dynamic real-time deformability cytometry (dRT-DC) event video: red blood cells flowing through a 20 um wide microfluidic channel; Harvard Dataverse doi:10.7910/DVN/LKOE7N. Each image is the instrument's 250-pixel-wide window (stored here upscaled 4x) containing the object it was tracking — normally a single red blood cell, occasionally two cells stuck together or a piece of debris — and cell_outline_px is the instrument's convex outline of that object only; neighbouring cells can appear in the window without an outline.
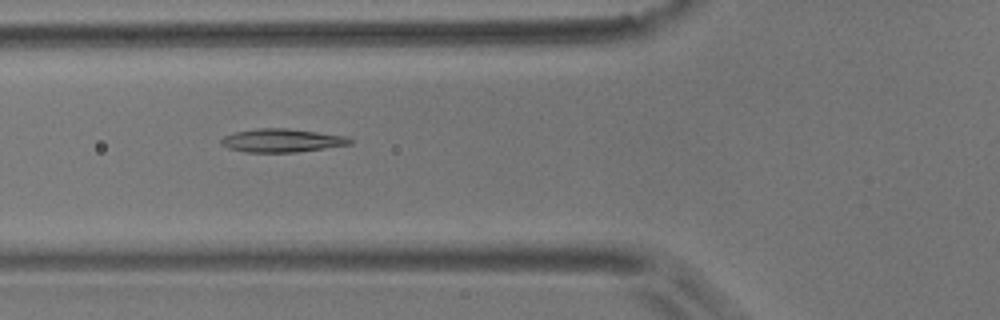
{"species": "common noctule bat (a hibernating species)", "species_latin": "Nyctalus noctula", "temperature_condition": "room temperature", "stored_images_in_passage": 7, "camera_frame_rate_fps": 3000, "um_per_image_px": 0.085, "animal": {"sex": "male", "body_mass_g": 17.9}, "frame": {"image": 1, "passage_image": 3, "time_ms": 2.333, "image_size_px": [1000, 320], "cell_outline_px": [[352, 144], [296, 152], [244, 152], [228, 148], [220, 144], [220, 140], [224, 136], [236, 132], [256, 128], [288, 128], [348, 136], [352, 140]], "centroid_in_image_um": [23.95, 11.94], "position_along_channel_um": 101.8, "area_um2": 17.57}}
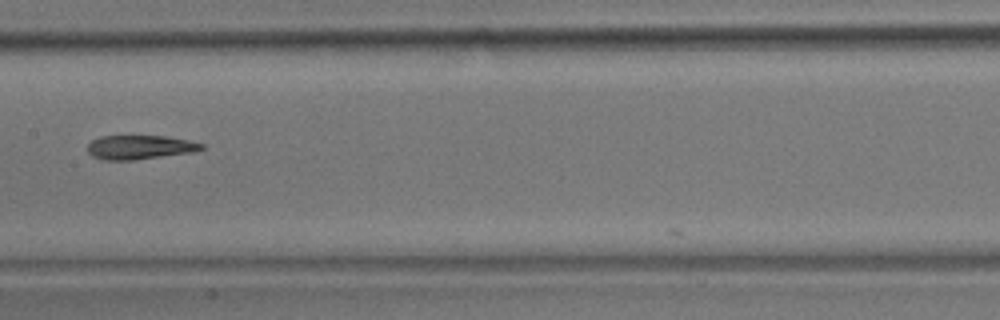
{"frame": {"image": 2, "passage_image": 5, "time_ms": 5.0, "image_size_px": [1000, 320], "cell_outline_px": [[204, 148], [192, 152], [132, 160], [104, 160], [92, 156], [88, 152], [88, 144], [92, 140], [100, 136], [164, 136], [188, 140], [204, 144]], "centroid_in_image_um": [11.85, 12.51], "position_along_channel_um": 195.5, "area_um2": 15.84}}
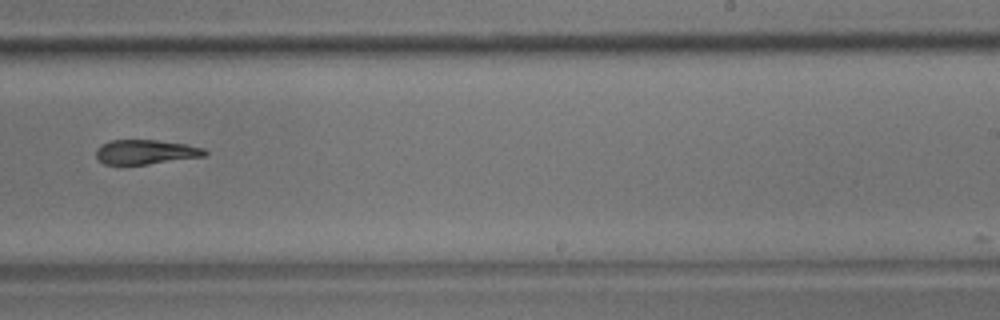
{"frame": {"image": 3, "passage_image": 7, "time_ms": 7.333, "image_size_px": [1000, 320], "cell_outline_px": [[208, 152], [204, 156], [148, 164], [104, 164], [96, 160], [96, 148], [100, 144], [112, 140], [156, 140], [184, 144], [204, 148]], "centroid_in_image_um": [12.33, 12.91], "position_along_channel_um": 276.7, "area_um2": 15.49}}